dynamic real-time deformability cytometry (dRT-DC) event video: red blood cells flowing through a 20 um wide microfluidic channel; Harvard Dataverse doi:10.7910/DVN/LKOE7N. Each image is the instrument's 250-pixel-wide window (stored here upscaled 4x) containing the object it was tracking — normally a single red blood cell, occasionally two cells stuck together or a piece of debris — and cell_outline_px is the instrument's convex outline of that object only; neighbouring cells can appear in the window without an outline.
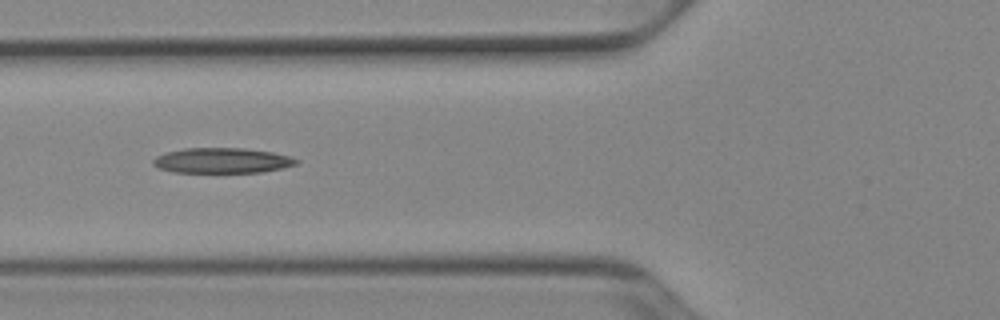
{"species": "Egyptian fruit bat (a non-hibernating species)", "species_latin": "Rousettus aegyptiacus", "temperature_condition": "cold", "stored_images_in_passage": 9, "camera_frame_rate_fps": 3000, "um_per_image_px": 0.085, "animal": {"sex": "female"}, "frame": {"image": 1, "passage_image": 6, "time_ms": 1.667, "image_size_px": [1000, 320], "cell_outline_px": [[300, 160], [296, 164], [264, 172], [172, 172], [156, 168], [152, 164], [152, 160], [156, 156], [168, 152], [184, 148], [244, 148], [272, 152], [288, 156]], "centroid_in_image_um": [18.83, 13.64], "position_along_channel_um": 107.0, "area_um2": 21.04}}